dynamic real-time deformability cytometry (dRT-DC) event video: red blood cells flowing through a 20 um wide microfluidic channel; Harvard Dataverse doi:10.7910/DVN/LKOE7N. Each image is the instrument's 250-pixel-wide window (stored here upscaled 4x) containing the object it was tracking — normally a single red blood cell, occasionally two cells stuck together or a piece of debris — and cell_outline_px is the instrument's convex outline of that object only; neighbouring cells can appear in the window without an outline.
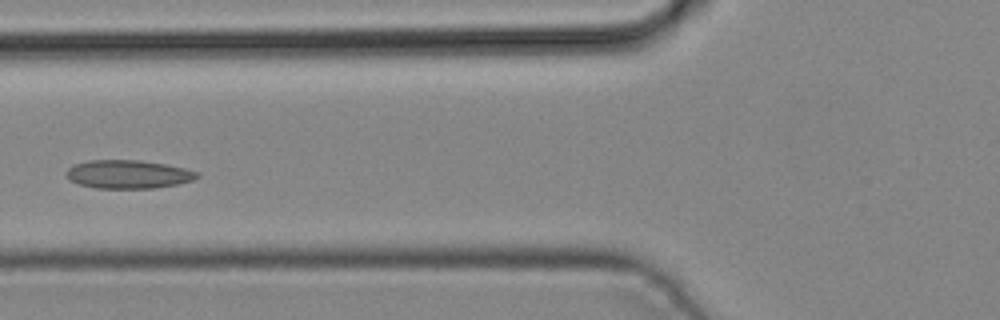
{"species": "common noctule bat (a hibernating species)", "species_latin": "Nyctalus noctula", "temperature_condition": "cold", "stored_images_in_passage": 5, "camera_frame_rate_fps": 3000, "um_per_image_px": 0.085, "animal": {"sex": "male", "body_mass_g": 19.2, "forearm_length_mm": 51.8}, "frame": {"image": 1, "passage_image": 5, "time_ms": 1.333, "image_size_px": [1000, 320], "cell_outline_px": [[200, 176], [192, 180], [176, 184], [156, 188], [96, 188], [80, 184], [72, 180], [68, 176], [68, 168], [72, 164], [88, 160], [140, 160], [164, 164], [184, 168], [200, 172]], "centroid_in_image_um": [10.92, 14.8], "position_along_channel_um": 114.9, "area_um2": 21.5}}